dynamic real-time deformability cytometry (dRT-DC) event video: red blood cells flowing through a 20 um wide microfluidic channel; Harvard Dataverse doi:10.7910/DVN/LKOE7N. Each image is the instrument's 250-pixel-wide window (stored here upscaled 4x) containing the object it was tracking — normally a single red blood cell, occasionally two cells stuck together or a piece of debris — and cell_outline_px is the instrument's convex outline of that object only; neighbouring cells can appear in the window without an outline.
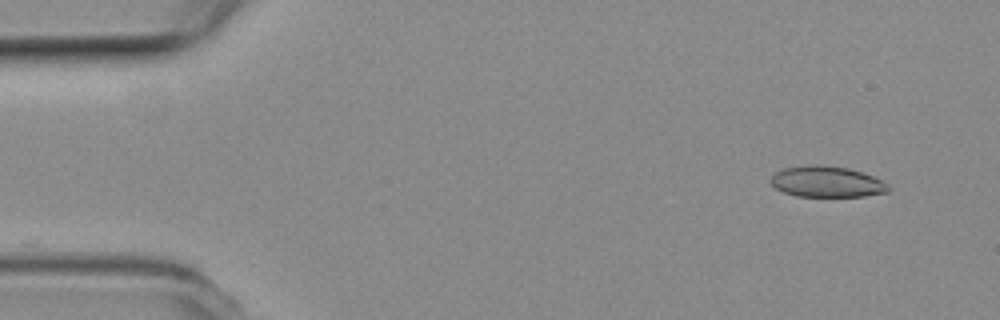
{"species": "common noctule bat (a hibernating species)", "species_latin": "Nyctalus noctula", "temperature_condition": "room temperature", "stored_images_in_passage": 37, "camera_frame_rate_fps": 3000, "um_per_image_px": 0.085, "animal": {"sex": "female", "body_mass_g": 19.3, "forearm_length_mm": 54.1}, "frame": {"image": 1, "passage_image": 1, "time_ms": 0.0, "image_size_px": [1000, 320], "cell_outline_px": [[892, 188], [888, 192], [864, 196], [796, 196], [784, 192], [776, 188], [768, 180], [776, 172], [784, 168], [808, 164], [820, 164], [848, 168], [872, 176], [888, 184]], "centroid_in_image_um": [70.27, 15.44], "position_along_channel_um": 14.7, "area_um2": 21.27}}
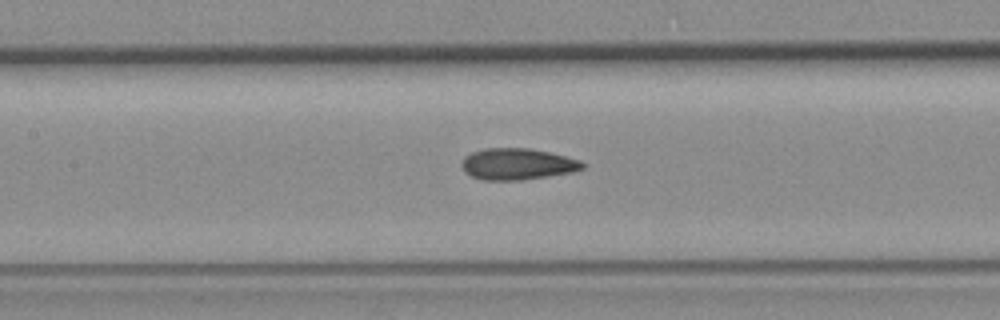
{"frame": {"image": 2, "passage_image": 21, "time_ms": 6.667, "image_size_px": [1000, 320], "cell_outline_px": [[584, 168], [572, 172], [520, 180], [484, 180], [472, 176], [464, 172], [460, 164], [464, 156], [472, 152], [484, 148], [528, 148], [548, 152], [580, 160], [584, 164]], "centroid_in_image_um": [43.93, 13.94], "position_along_channel_um": 163.5, "area_um2": 22.02}}
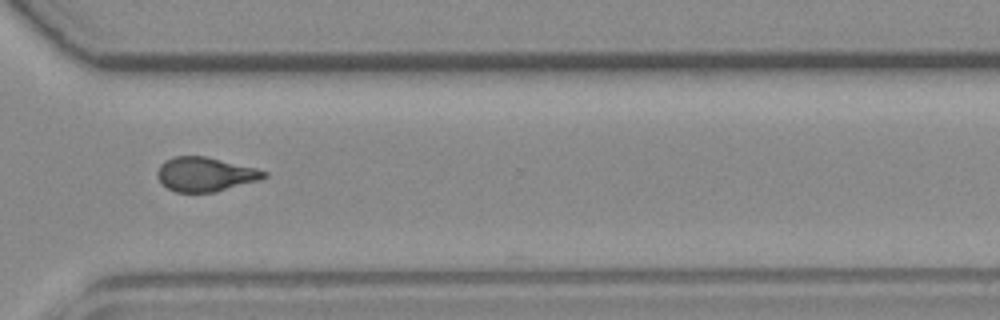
{"frame": {"image": 3, "passage_image": 36, "time_ms": 11.667, "image_size_px": [1000, 320], "cell_outline_px": [[268, 176], [260, 180], [216, 192], [176, 192], [168, 188], [156, 176], [156, 172], [160, 164], [164, 160], [176, 156], [204, 156], [256, 168], [268, 172]], "centroid_in_image_um": [17.45, 14.81], "position_along_channel_um": 353.2, "area_um2": 21.27}}